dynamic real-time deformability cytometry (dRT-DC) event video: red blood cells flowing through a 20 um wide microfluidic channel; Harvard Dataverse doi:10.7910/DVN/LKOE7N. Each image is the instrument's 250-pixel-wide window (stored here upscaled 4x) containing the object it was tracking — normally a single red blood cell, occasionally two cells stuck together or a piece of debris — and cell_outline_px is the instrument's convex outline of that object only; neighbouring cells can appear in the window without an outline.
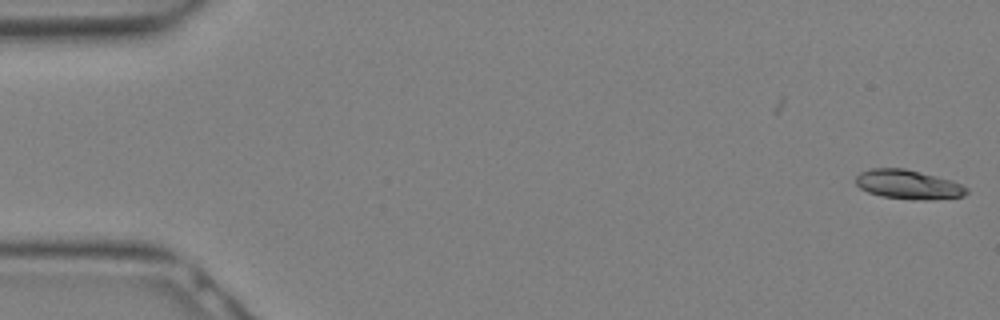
{"species": "Egyptian fruit bat (a non-hibernating species)", "species_latin": "Rousettus aegyptiacus", "temperature_condition": "warm", "stored_images_in_passage": 3, "camera_frame_rate_fps": 3000, "um_per_image_px": 0.085, "animal": {"sex": "female"}, "frame": {"image": 1, "passage_image": 3, "time_ms": 0.667, "image_size_px": [1000, 320], "cell_outline_px": [[968, 192], [964, 196], [924, 200], [880, 196], [868, 192], [860, 188], [856, 184], [856, 176], [860, 172], [872, 168], [904, 168], [952, 180], [968, 188]], "centroid_in_image_um": [77.19, 15.67], "position_along_channel_um": 7.8, "area_um2": 18.73}}